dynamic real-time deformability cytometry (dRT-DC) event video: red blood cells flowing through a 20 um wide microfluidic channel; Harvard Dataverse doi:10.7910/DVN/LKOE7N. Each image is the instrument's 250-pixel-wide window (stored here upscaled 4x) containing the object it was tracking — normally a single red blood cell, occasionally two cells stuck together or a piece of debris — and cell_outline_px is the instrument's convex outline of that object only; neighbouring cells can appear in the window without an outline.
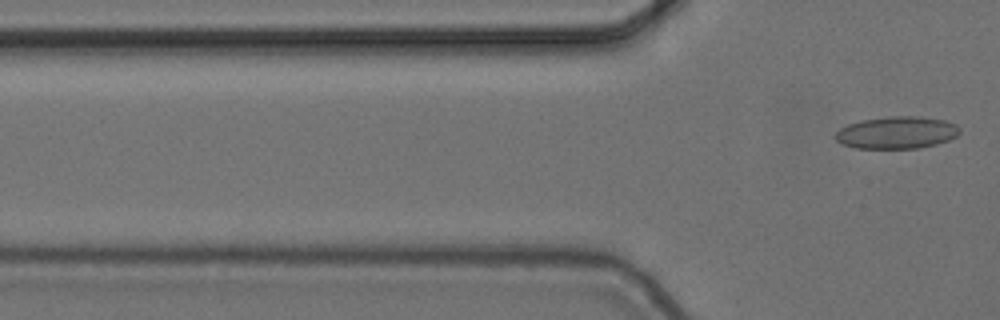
{"species": "common noctule bat (a hibernating species)", "species_latin": "Nyctalus noctula", "temperature_condition": "cold", "stored_images_in_passage": 21, "segment_of_instrument_passage": [2, 2], "camera_frame_rate_fps": 3000, "um_per_image_px": 0.085, "animal": {"sex": "female", "body_mass_g": 24.6, "forearm_length_mm": 56.2}, "frame": {"image": 1, "passage_image": 21, "time_ms": 6.667, "image_size_px": [1000, 320], "cell_outline_px": [[960, 132], [956, 136], [948, 140], [936, 144], [916, 148], [856, 148], [844, 144], [836, 140], [836, 132], [840, 128], [848, 124], [860, 120], [888, 116], [920, 116], [944, 120], [956, 124], [960, 128]], "centroid_in_image_um": [76.23, 11.26], "position_along_channel_um": 49.6, "area_um2": 23.29}}